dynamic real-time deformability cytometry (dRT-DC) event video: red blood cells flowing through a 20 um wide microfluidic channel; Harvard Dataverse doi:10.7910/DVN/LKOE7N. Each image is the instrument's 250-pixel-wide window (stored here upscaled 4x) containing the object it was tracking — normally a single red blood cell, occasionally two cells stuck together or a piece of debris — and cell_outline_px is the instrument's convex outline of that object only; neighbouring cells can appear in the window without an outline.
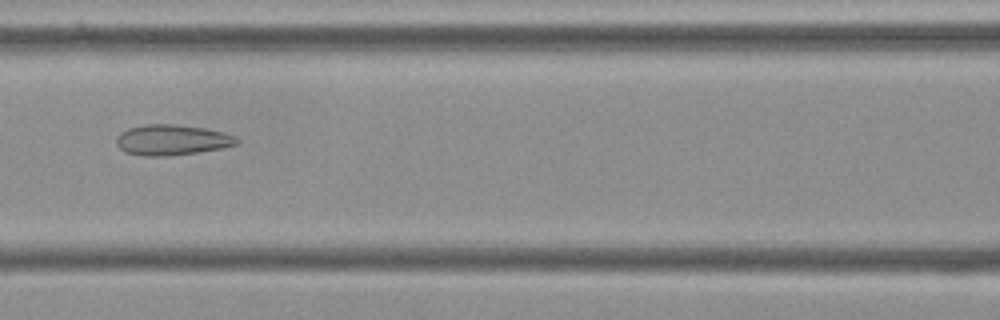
{"species": "Egyptian fruit bat (a non-hibernating species)", "species_latin": "Rousettus aegyptiacus", "temperature_condition": "cold", "stored_images_in_passage": 49, "camera_frame_rate_fps": 3000, "um_per_image_px": 0.085, "frame": {"image": 1, "passage_image": 18, "time_ms": 5.667, "image_size_px": [1000, 320], "cell_outline_px": [[240, 144], [220, 148], [196, 152], [168, 156], [140, 156], [124, 152], [116, 144], [116, 136], [120, 132], [128, 128], [144, 124], [176, 124], [204, 128], [224, 132], [236, 136], [240, 140]], "centroid_in_image_um": [14.6, 11.89], "position_along_channel_um": 152.0, "area_um2": 21.68}}
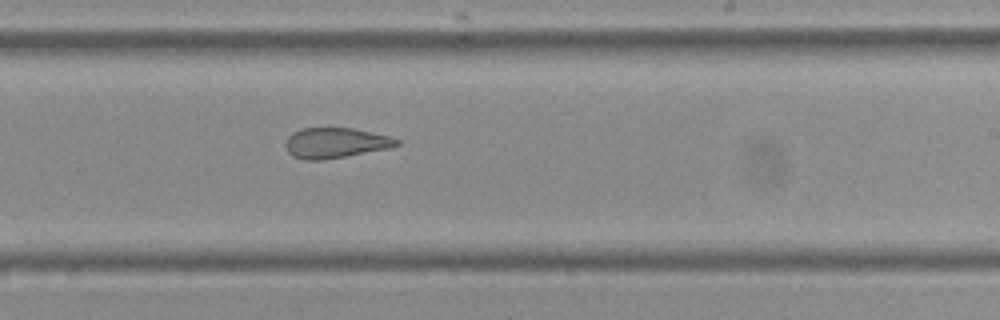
{"frame": {"image": 2, "passage_image": 27, "time_ms": 8.667, "image_size_px": [1000, 320], "cell_outline_px": [[400, 144], [392, 148], [324, 160], [304, 160], [292, 156], [288, 152], [284, 144], [288, 136], [292, 132], [300, 128], [352, 128], [388, 136], [400, 140]], "centroid_in_image_um": [28.49, 12.15], "position_along_channel_um": 260.5, "area_um2": 19.83}}
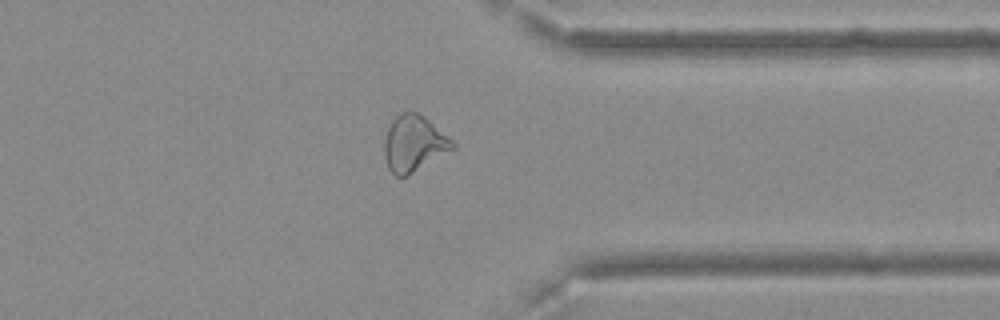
{"frame": {"image": 3, "passage_image": 37, "time_ms": 12.0, "image_size_px": [1000, 320], "cell_outline_px": [[456, 148], [412, 172], [404, 176], [396, 176], [388, 168], [384, 156], [384, 136], [392, 120], [400, 112], [416, 112], [424, 116], [452, 140], [456, 144]], "centroid_in_image_um": [35.16, 12.18], "position_along_channel_um": 376.2, "area_um2": 22.08}, "authors_computed_cell_mechanics": {"area_um2": 22.542, "velocity_mm_per_s": 3.6262, "shape_relaxation_time_tau1_ms": null, "shape_relaxation_time_tau2_ms": 2.0625, "deformation_change_tau1": null, "deformation_change_tau2": 0.1048}}